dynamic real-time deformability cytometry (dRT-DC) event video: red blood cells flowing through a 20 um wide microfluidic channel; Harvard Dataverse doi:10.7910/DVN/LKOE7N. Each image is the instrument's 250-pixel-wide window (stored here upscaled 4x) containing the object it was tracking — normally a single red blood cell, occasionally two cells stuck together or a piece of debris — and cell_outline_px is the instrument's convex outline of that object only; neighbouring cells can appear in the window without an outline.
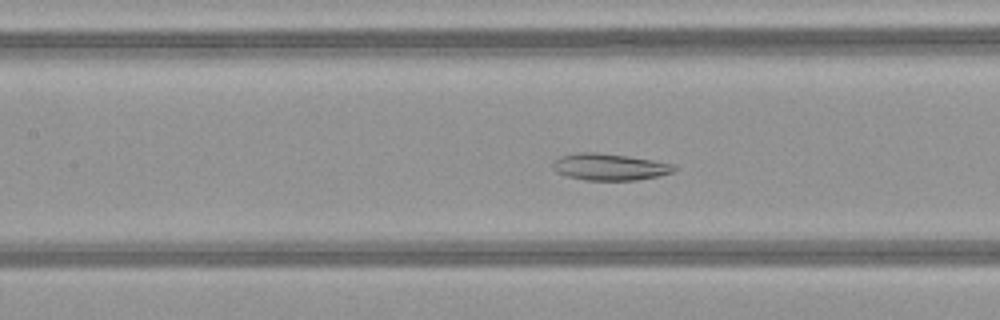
{"species": "common noctule bat (a hibernating species)", "species_latin": "Nyctalus noctula", "temperature_condition": "warm", "stored_images_in_passage": 51, "camera_frame_rate_fps": 3000, "um_per_image_px": 0.085, "animal": {"sex": "female", "body_mass_g": 21.9}, "frame": {"image": 1, "passage_image": 24, "time_ms": 7.667, "image_size_px": [1000, 320], "cell_outline_px": [[680, 168], [672, 172], [656, 176], [636, 180], [584, 180], [568, 176], [556, 172], [552, 168], [552, 160], [560, 156], [580, 152], [596, 152], [628, 156], [676, 164]], "centroid_in_image_um": [51.81, 14.18], "position_along_channel_um": 155.6, "area_um2": 19.02}}
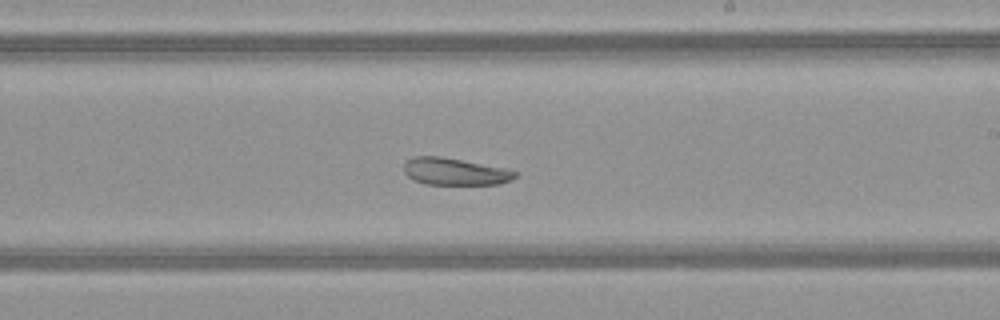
{"frame": {"image": 2, "passage_image": 31, "time_ms": 10.0, "image_size_px": [1000, 320], "cell_outline_px": [[520, 172], [512, 180], [500, 184], [424, 184], [412, 180], [404, 172], [404, 164], [412, 156], [440, 156], [504, 168]], "centroid_in_image_um": [38.66, 14.59], "position_along_channel_um": 250.3, "area_um2": 17.57}}
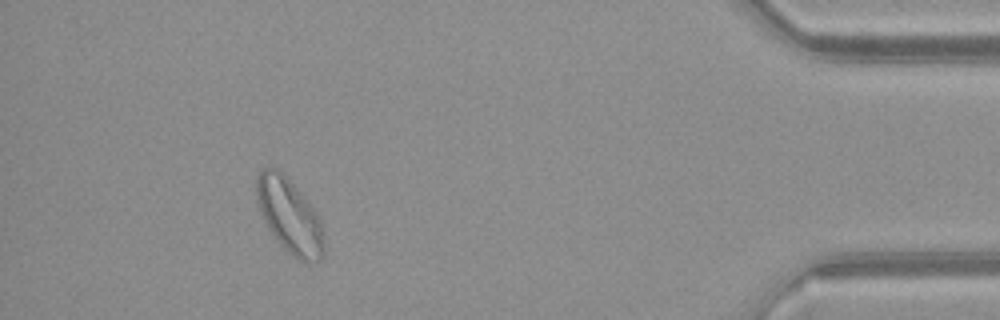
{"frame": {"image": 3, "passage_image": 47, "time_ms": 15.333, "image_size_px": [1000, 320], "cell_outline_px": [[324, 252], [320, 260], [304, 264], [292, 256], [280, 244], [268, 228], [260, 212], [256, 196], [256, 176], [264, 168], [276, 168], [304, 196], [316, 212], [324, 228]], "centroid_in_image_um": [24.63, 18.4], "position_along_channel_um": 410.6, "area_um2": 29.25}}